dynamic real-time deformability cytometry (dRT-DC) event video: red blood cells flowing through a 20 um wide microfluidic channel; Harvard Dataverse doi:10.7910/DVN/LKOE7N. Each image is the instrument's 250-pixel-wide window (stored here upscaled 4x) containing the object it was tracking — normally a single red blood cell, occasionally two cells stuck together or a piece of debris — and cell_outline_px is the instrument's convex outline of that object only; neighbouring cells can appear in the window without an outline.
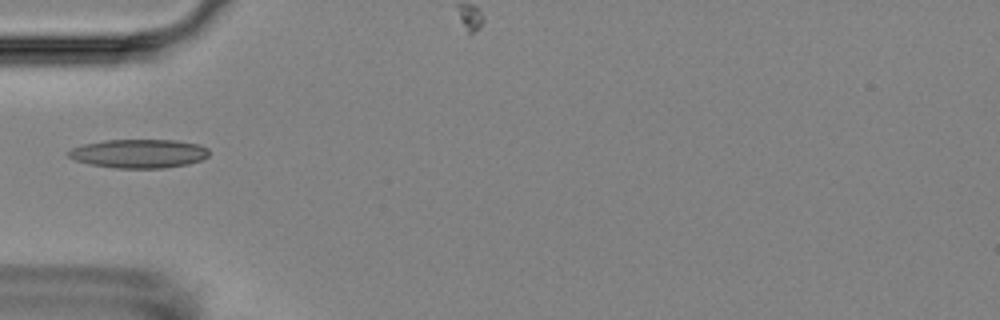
{"species": "Egyptian fruit bat (a non-hibernating species)", "species_latin": "Rousettus aegyptiacus", "temperature_condition": "room temperature", "stored_images_in_passage": 8, "camera_frame_rate_fps": 3000, "um_per_image_px": 0.085, "animal": {"sex": "female"}, "frame": {"image": 1, "passage_image": 5, "time_ms": 5.333, "image_size_px": [1000, 320], "cell_outline_px": [[208, 156], [200, 160], [188, 164], [164, 168], [116, 168], [88, 164], [76, 160], [68, 156], [68, 152], [72, 148], [84, 144], [104, 140], [176, 140], [200, 144], [208, 148]], "centroid_in_image_um": [11.82, 13.05], "position_along_channel_um": 73.2, "area_um2": 23.58}}
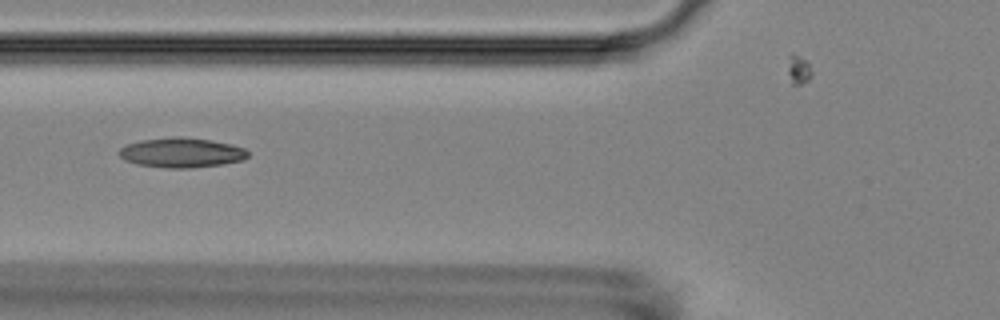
{"frame": {"image": 2, "passage_image": 6, "time_ms": 6.333, "image_size_px": [1000, 320], "cell_outline_px": [[248, 156], [244, 160], [224, 164], [192, 168], [164, 168], [136, 164], [124, 160], [116, 152], [120, 148], [128, 144], [140, 140], [172, 136], [184, 136], [232, 144], [244, 148], [248, 152]], "centroid_in_image_um": [15.41, 12.97], "position_along_channel_um": 110.4, "area_um2": 22.66}}
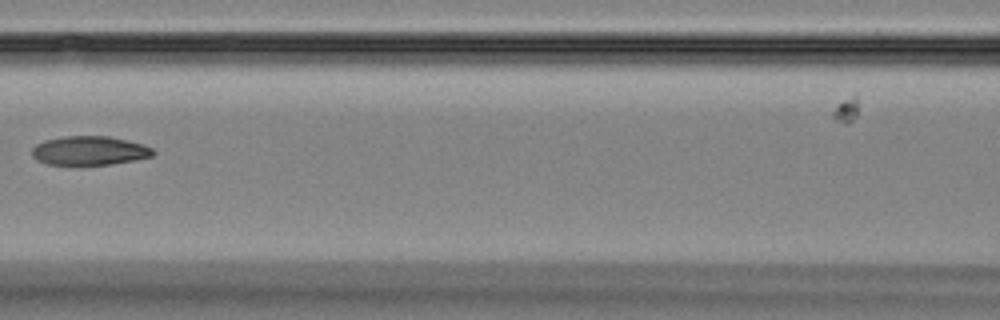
{"frame": {"image": 3, "passage_image": 7, "time_ms": 7.667, "image_size_px": [1000, 320], "cell_outline_px": [[156, 152], [152, 156], [136, 160], [112, 164], [48, 164], [36, 160], [32, 156], [32, 148], [36, 144], [44, 140], [64, 136], [108, 136], [144, 144], [152, 148]], "centroid_in_image_um": [7.61, 12.8], "position_along_channel_um": 159.0, "area_um2": 20.46}}